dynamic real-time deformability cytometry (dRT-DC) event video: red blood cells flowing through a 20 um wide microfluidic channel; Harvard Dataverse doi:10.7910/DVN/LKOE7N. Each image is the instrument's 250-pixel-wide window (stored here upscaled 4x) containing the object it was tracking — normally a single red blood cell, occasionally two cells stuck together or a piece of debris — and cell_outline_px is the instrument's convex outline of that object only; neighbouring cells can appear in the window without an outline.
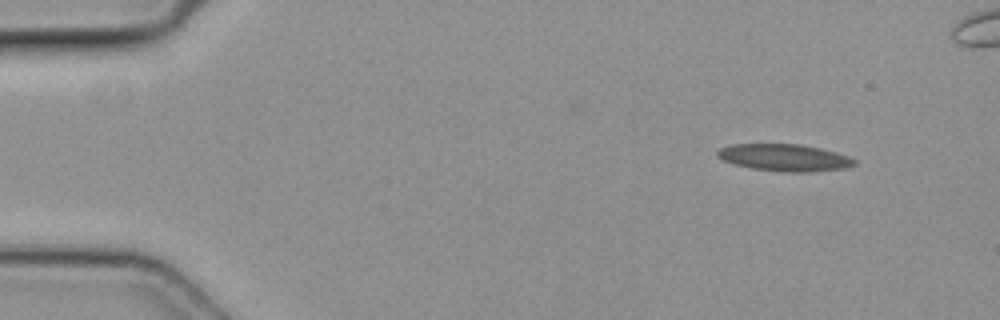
{"species": "common noctule bat (a hibernating species)", "species_latin": "Nyctalus noctula", "temperature_condition": "cold", "stored_images_in_passage": 4, "camera_frame_rate_fps": 3000, "um_per_image_px": 0.085, "animal": {"sex": "female", "body_mass_g": 19.3, "forearm_length_mm": 54.1}, "frame": {"image": 1, "passage_image": 1, "time_ms": 0.0, "image_size_px": [1000, 320], "cell_outline_px": [[856, 164], [844, 168], [808, 172], [784, 172], [752, 168], [736, 164], [724, 160], [716, 156], [716, 152], [720, 148], [732, 144], [800, 144], [820, 148], [836, 152], [848, 156], [856, 160]], "centroid_in_image_um": [66.68, 13.39], "position_along_channel_um": 18.3, "area_um2": 21.44}}